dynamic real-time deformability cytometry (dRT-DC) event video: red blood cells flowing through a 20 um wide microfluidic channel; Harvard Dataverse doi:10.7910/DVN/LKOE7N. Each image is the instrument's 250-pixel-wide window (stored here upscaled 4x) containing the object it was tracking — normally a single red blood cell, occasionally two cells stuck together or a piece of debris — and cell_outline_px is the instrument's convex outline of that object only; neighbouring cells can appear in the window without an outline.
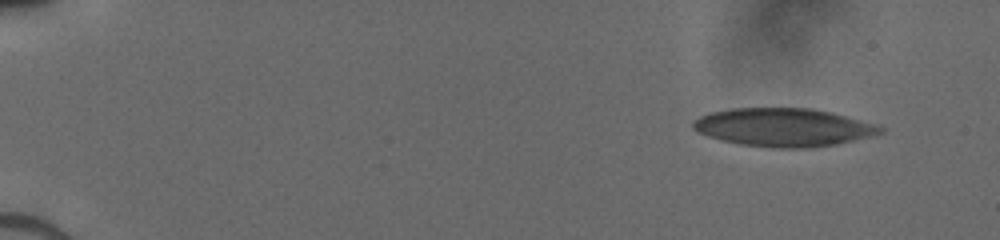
{"species": "human", "species_latin": "Homo sapiens", "temperature_condition": "cold", "stored_images_in_passage": 47, "camera_frame_rate_fps": 3000, "um_per_image_px": 0.085, "donor": {"sex": "male"}, "frame": {"image": 1, "passage_image": 1, "time_ms": 0.0, "image_size_px": [1000, 240], "cell_outline_px": [[884, 132], [836, 144], [812, 148], [780, 148], [740, 144], [708, 136], [692, 128], [692, 120], [700, 116], [712, 112], [732, 108], [812, 108], [832, 112], [872, 124], [884, 128]], "centroid_in_image_um": [66.56, 10.82], "position_along_channel_um": 18.4, "area_um2": 41.27}}
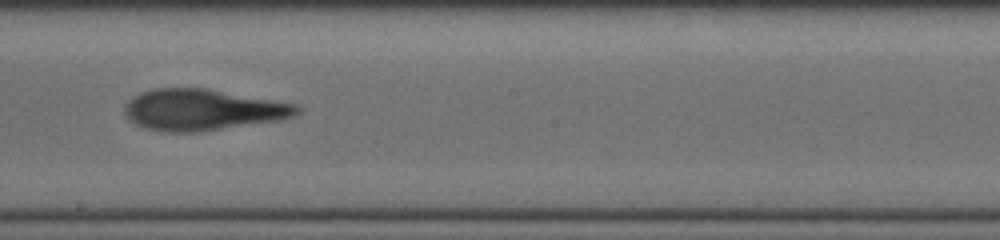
{"frame": {"image": 2, "passage_image": 27, "time_ms": 8.667, "image_size_px": [1000, 240], "cell_outline_px": [[300, 112], [296, 116], [280, 120], [204, 132], [164, 132], [144, 128], [128, 120], [124, 112], [124, 104], [132, 96], [140, 92], [152, 88], [208, 88], [296, 104], [300, 108]], "centroid_in_image_um": [17.2, 9.34], "position_along_channel_um": 231.0, "area_um2": 42.02}}
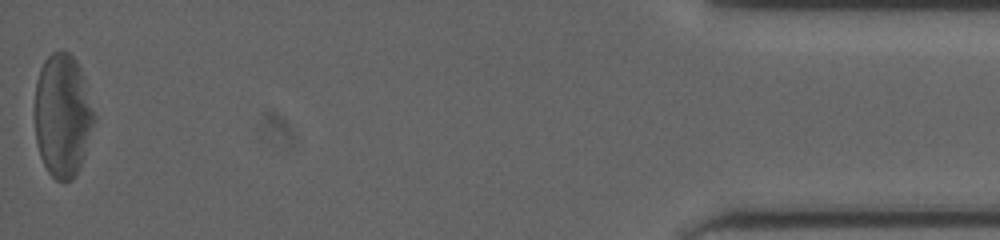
{"frame": {"image": 3, "passage_image": 47, "time_ms": 15.333, "image_size_px": [1000, 240], "cell_outline_px": [[96, 120], [76, 176], [72, 180], [56, 180], [48, 172], [40, 156], [36, 144], [36, 80], [40, 68], [44, 60], [52, 52], [68, 52], [76, 60], [80, 68], [96, 116]], "centroid_in_image_um": [5.33, 9.82], "position_along_channel_um": 429.9, "area_um2": 42.37}}